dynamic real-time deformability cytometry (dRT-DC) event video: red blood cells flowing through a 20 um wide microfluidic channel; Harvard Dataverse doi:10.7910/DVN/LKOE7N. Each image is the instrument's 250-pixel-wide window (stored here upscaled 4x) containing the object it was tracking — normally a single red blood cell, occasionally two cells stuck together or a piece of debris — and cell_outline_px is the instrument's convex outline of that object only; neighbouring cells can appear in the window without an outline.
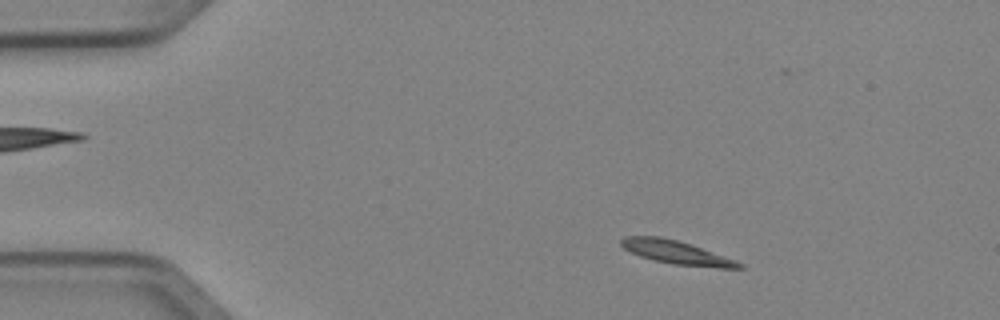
{"species": "Egyptian fruit bat (a non-hibernating species)", "species_latin": "Rousettus aegyptiacus", "temperature_condition": "cold", "stored_images_in_passage": 3, "camera_frame_rate_fps": 3000, "um_per_image_px": 0.085, "animal": {"sex": "female"}, "frame": {"image": 1, "passage_image": 1, "time_ms": 0.0, "image_size_px": [1000, 320], "cell_outline_px": [[744, 268], [720, 268], [672, 264], [652, 260], [640, 256], [624, 248], [620, 244], [620, 240], [624, 236], [660, 236], [676, 240], [736, 260], [744, 264]], "centroid_in_image_um": [57.47, 21.46], "position_along_channel_um": 27.5, "area_um2": 15.9}}
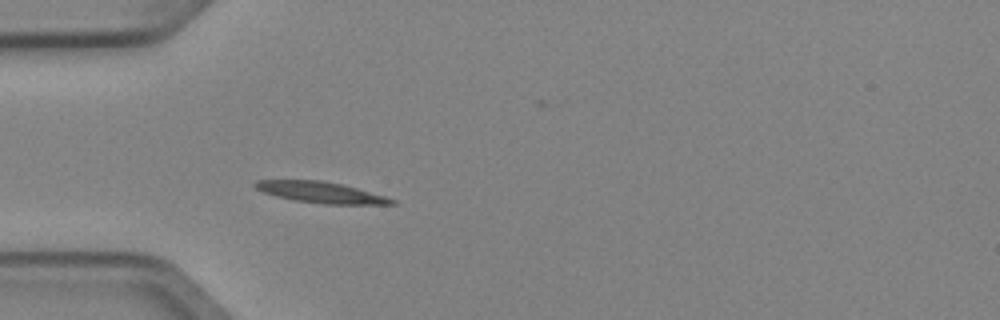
{"frame": {"image": 2, "passage_image": 3, "time_ms": 0.667, "image_size_px": [1000, 320], "cell_outline_px": [[396, 204], [324, 204], [296, 200], [276, 196], [264, 192], [256, 188], [252, 184], [256, 180], [320, 180], [340, 184], [356, 188], [384, 196], [396, 200]], "centroid_in_image_um": [27.24, 16.35], "position_along_channel_um": 57.8, "area_um2": 16.47}}